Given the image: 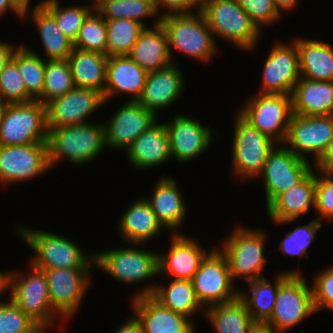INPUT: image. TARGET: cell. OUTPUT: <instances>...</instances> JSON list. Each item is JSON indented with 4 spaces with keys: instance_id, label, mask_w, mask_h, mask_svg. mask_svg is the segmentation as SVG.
Masks as SVG:
<instances>
[{
    "instance_id": "6da1fadb",
    "label": "cell",
    "mask_w": 333,
    "mask_h": 333,
    "mask_svg": "<svg viewBox=\"0 0 333 333\" xmlns=\"http://www.w3.org/2000/svg\"><path fill=\"white\" fill-rule=\"evenodd\" d=\"M16 235L34 251L29 263L39 270L44 269H72L95 268L94 253L84 251L77 244L64 235L43 230L24 227L15 224ZM86 252V253H85ZM91 252V254H90Z\"/></svg>"
},
{
    "instance_id": "7a4b0ae2",
    "label": "cell",
    "mask_w": 333,
    "mask_h": 333,
    "mask_svg": "<svg viewBox=\"0 0 333 333\" xmlns=\"http://www.w3.org/2000/svg\"><path fill=\"white\" fill-rule=\"evenodd\" d=\"M47 143L51 169L65 158L76 167L93 162L107 148L104 123L53 128L48 132Z\"/></svg>"
},
{
    "instance_id": "3957f363",
    "label": "cell",
    "mask_w": 333,
    "mask_h": 333,
    "mask_svg": "<svg viewBox=\"0 0 333 333\" xmlns=\"http://www.w3.org/2000/svg\"><path fill=\"white\" fill-rule=\"evenodd\" d=\"M203 14L214 39L222 38L237 50H257L262 33L237 0H202Z\"/></svg>"
},
{
    "instance_id": "277c9868",
    "label": "cell",
    "mask_w": 333,
    "mask_h": 333,
    "mask_svg": "<svg viewBox=\"0 0 333 333\" xmlns=\"http://www.w3.org/2000/svg\"><path fill=\"white\" fill-rule=\"evenodd\" d=\"M160 23L167 34L173 63V51L184 53L185 56L206 64L218 53V44L201 11L168 14L160 18Z\"/></svg>"
},
{
    "instance_id": "5b68a950",
    "label": "cell",
    "mask_w": 333,
    "mask_h": 333,
    "mask_svg": "<svg viewBox=\"0 0 333 333\" xmlns=\"http://www.w3.org/2000/svg\"><path fill=\"white\" fill-rule=\"evenodd\" d=\"M266 231L245 225H236L230 235L221 240L219 246L226 256L233 281L242 278L244 282L265 277L263 270L269 262L265 257Z\"/></svg>"
},
{
    "instance_id": "8992f818",
    "label": "cell",
    "mask_w": 333,
    "mask_h": 333,
    "mask_svg": "<svg viewBox=\"0 0 333 333\" xmlns=\"http://www.w3.org/2000/svg\"><path fill=\"white\" fill-rule=\"evenodd\" d=\"M28 264L27 273L9 271L8 298L38 326L50 331L58 317L52 311L47 279L42 270Z\"/></svg>"
},
{
    "instance_id": "52a82bcc",
    "label": "cell",
    "mask_w": 333,
    "mask_h": 333,
    "mask_svg": "<svg viewBox=\"0 0 333 333\" xmlns=\"http://www.w3.org/2000/svg\"><path fill=\"white\" fill-rule=\"evenodd\" d=\"M143 247L145 244L127 243L121 248L92 251L95 267L103 270L116 281L130 286L153 279L155 276L158 277V252L149 251Z\"/></svg>"
},
{
    "instance_id": "ba28073f",
    "label": "cell",
    "mask_w": 333,
    "mask_h": 333,
    "mask_svg": "<svg viewBox=\"0 0 333 333\" xmlns=\"http://www.w3.org/2000/svg\"><path fill=\"white\" fill-rule=\"evenodd\" d=\"M303 274H290L279 286L271 317L260 327L269 333H285L315 312L312 287Z\"/></svg>"
},
{
    "instance_id": "9c48e42d",
    "label": "cell",
    "mask_w": 333,
    "mask_h": 333,
    "mask_svg": "<svg viewBox=\"0 0 333 333\" xmlns=\"http://www.w3.org/2000/svg\"><path fill=\"white\" fill-rule=\"evenodd\" d=\"M234 117L232 139L233 177L237 180H256L261 174L269 152L277 144L246 122L237 112Z\"/></svg>"
},
{
    "instance_id": "30bf717a",
    "label": "cell",
    "mask_w": 333,
    "mask_h": 333,
    "mask_svg": "<svg viewBox=\"0 0 333 333\" xmlns=\"http://www.w3.org/2000/svg\"><path fill=\"white\" fill-rule=\"evenodd\" d=\"M253 94L235 112L259 132L283 144L293 114L291 95Z\"/></svg>"
},
{
    "instance_id": "8fae6325",
    "label": "cell",
    "mask_w": 333,
    "mask_h": 333,
    "mask_svg": "<svg viewBox=\"0 0 333 333\" xmlns=\"http://www.w3.org/2000/svg\"><path fill=\"white\" fill-rule=\"evenodd\" d=\"M45 105L39 100L8 104L0 124V146L47 143Z\"/></svg>"
},
{
    "instance_id": "7c38bea8",
    "label": "cell",
    "mask_w": 333,
    "mask_h": 333,
    "mask_svg": "<svg viewBox=\"0 0 333 333\" xmlns=\"http://www.w3.org/2000/svg\"><path fill=\"white\" fill-rule=\"evenodd\" d=\"M191 281L204 308L232 301L239 296L240 289L231 278L227 258L218 246L210 249Z\"/></svg>"
},
{
    "instance_id": "4fadbf2b",
    "label": "cell",
    "mask_w": 333,
    "mask_h": 333,
    "mask_svg": "<svg viewBox=\"0 0 333 333\" xmlns=\"http://www.w3.org/2000/svg\"><path fill=\"white\" fill-rule=\"evenodd\" d=\"M92 268L44 269L52 311L62 320L78 314L91 287Z\"/></svg>"
},
{
    "instance_id": "5bb4252c",
    "label": "cell",
    "mask_w": 333,
    "mask_h": 333,
    "mask_svg": "<svg viewBox=\"0 0 333 333\" xmlns=\"http://www.w3.org/2000/svg\"><path fill=\"white\" fill-rule=\"evenodd\" d=\"M312 170L310 161L295 155L284 144H276L256 179L262 178L266 207L278 195L300 183Z\"/></svg>"
},
{
    "instance_id": "9a60e30c",
    "label": "cell",
    "mask_w": 333,
    "mask_h": 333,
    "mask_svg": "<svg viewBox=\"0 0 333 333\" xmlns=\"http://www.w3.org/2000/svg\"><path fill=\"white\" fill-rule=\"evenodd\" d=\"M333 138V115L292 114L284 145L295 155L314 164ZM309 158L311 160H309Z\"/></svg>"
},
{
    "instance_id": "2e32d148",
    "label": "cell",
    "mask_w": 333,
    "mask_h": 333,
    "mask_svg": "<svg viewBox=\"0 0 333 333\" xmlns=\"http://www.w3.org/2000/svg\"><path fill=\"white\" fill-rule=\"evenodd\" d=\"M49 169L48 143L0 146L1 187L36 179Z\"/></svg>"
},
{
    "instance_id": "e0dca14e",
    "label": "cell",
    "mask_w": 333,
    "mask_h": 333,
    "mask_svg": "<svg viewBox=\"0 0 333 333\" xmlns=\"http://www.w3.org/2000/svg\"><path fill=\"white\" fill-rule=\"evenodd\" d=\"M275 41L271 50L264 59L262 67L260 94H287L300 79L299 52L297 43Z\"/></svg>"
},
{
    "instance_id": "ac0fdd59",
    "label": "cell",
    "mask_w": 333,
    "mask_h": 333,
    "mask_svg": "<svg viewBox=\"0 0 333 333\" xmlns=\"http://www.w3.org/2000/svg\"><path fill=\"white\" fill-rule=\"evenodd\" d=\"M164 125L169 135L171 157L181 164L192 162L215 142L216 134L210 126L182 113L175 114Z\"/></svg>"
},
{
    "instance_id": "d6986e66",
    "label": "cell",
    "mask_w": 333,
    "mask_h": 333,
    "mask_svg": "<svg viewBox=\"0 0 333 333\" xmlns=\"http://www.w3.org/2000/svg\"><path fill=\"white\" fill-rule=\"evenodd\" d=\"M104 105L103 95L98 91L75 87L45 104L48 132L61 126L92 122L88 118Z\"/></svg>"
},
{
    "instance_id": "ffe728a7",
    "label": "cell",
    "mask_w": 333,
    "mask_h": 333,
    "mask_svg": "<svg viewBox=\"0 0 333 333\" xmlns=\"http://www.w3.org/2000/svg\"><path fill=\"white\" fill-rule=\"evenodd\" d=\"M160 120L137 101H125L104 122L106 147L127 151L132 142Z\"/></svg>"
},
{
    "instance_id": "44dd1931",
    "label": "cell",
    "mask_w": 333,
    "mask_h": 333,
    "mask_svg": "<svg viewBox=\"0 0 333 333\" xmlns=\"http://www.w3.org/2000/svg\"><path fill=\"white\" fill-rule=\"evenodd\" d=\"M170 236L168 251L158 252L159 276L191 281L210 251L202 247L198 239L181 232Z\"/></svg>"
},
{
    "instance_id": "7402d4cb",
    "label": "cell",
    "mask_w": 333,
    "mask_h": 333,
    "mask_svg": "<svg viewBox=\"0 0 333 333\" xmlns=\"http://www.w3.org/2000/svg\"><path fill=\"white\" fill-rule=\"evenodd\" d=\"M180 64L172 63L166 68L147 73L143 91L137 102L158 118L159 111L171 107L184 93L186 80Z\"/></svg>"
},
{
    "instance_id": "603a6c76",
    "label": "cell",
    "mask_w": 333,
    "mask_h": 333,
    "mask_svg": "<svg viewBox=\"0 0 333 333\" xmlns=\"http://www.w3.org/2000/svg\"><path fill=\"white\" fill-rule=\"evenodd\" d=\"M179 183L174 177L163 175L152 187L151 196H145L157 221L171 234L179 233L187 216V203L179 189Z\"/></svg>"
},
{
    "instance_id": "cb8c5ba5",
    "label": "cell",
    "mask_w": 333,
    "mask_h": 333,
    "mask_svg": "<svg viewBox=\"0 0 333 333\" xmlns=\"http://www.w3.org/2000/svg\"><path fill=\"white\" fill-rule=\"evenodd\" d=\"M130 303L143 333H198L193 320L164 307L151 295L133 298Z\"/></svg>"
},
{
    "instance_id": "d4e9b609",
    "label": "cell",
    "mask_w": 333,
    "mask_h": 333,
    "mask_svg": "<svg viewBox=\"0 0 333 333\" xmlns=\"http://www.w3.org/2000/svg\"><path fill=\"white\" fill-rule=\"evenodd\" d=\"M314 207L315 169L300 183L278 195L266 207V212L273 224L284 225L299 220Z\"/></svg>"
},
{
    "instance_id": "484cf974",
    "label": "cell",
    "mask_w": 333,
    "mask_h": 333,
    "mask_svg": "<svg viewBox=\"0 0 333 333\" xmlns=\"http://www.w3.org/2000/svg\"><path fill=\"white\" fill-rule=\"evenodd\" d=\"M147 72L127 55L110 56L106 66L104 101L121 94L130 96L127 101H137L142 94Z\"/></svg>"
},
{
    "instance_id": "4316f807",
    "label": "cell",
    "mask_w": 333,
    "mask_h": 333,
    "mask_svg": "<svg viewBox=\"0 0 333 333\" xmlns=\"http://www.w3.org/2000/svg\"><path fill=\"white\" fill-rule=\"evenodd\" d=\"M127 159L135 169H153L171 160L169 135L164 122L157 121L140 134L126 151Z\"/></svg>"
},
{
    "instance_id": "83f0119b",
    "label": "cell",
    "mask_w": 333,
    "mask_h": 333,
    "mask_svg": "<svg viewBox=\"0 0 333 333\" xmlns=\"http://www.w3.org/2000/svg\"><path fill=\"white\" fill-rule=\"evenodd\" d=\"M144 287L133 293L131 299L151 295L164 307L191 320V317L199 311L204 315L205 308L198 301L190 280L171 279L167 285H163V282L158 284L155 281V283L151 282Z\"/></svg>"
},
{
    "instance_id": "f1b7e54d",
    "label": "cell",
    "mask_w": 333,
    "mask_h": 333,
    "mask_svg": "<svg viewBox=\"0 0 333 333\" xmlns=\"http://www.w3.org/2000/svg\"><path fill=\"white\" fill-rule=\"evenodd\" d=\"M153 27H145L127 56L147 73L166 68L173 63L168 38L160 19H154Z\"/></svg>"
},
{
    "instance_id": "f546056e",
    "label": "cell",
    "mask_w": 333,
    "mask_h": 333,
    "mask_svg": "<svg viewBox=\"0 0 333 333\" xmlns=\"http://www.w3.org/2000/svg\"><path fill=\"white\" fill-rule=\"evenodd\" d=\"M120 216L116 222V230L123 239V243L126 244H145L147 246L149 240L151 241L162 230H165L157 221L155 213L144 196L135 199Z\"/></svg>"
},
{
    "instance_id": "4dcf8cb0",
    "label": "cell",
    "mask_w": 333,
    "mask_h": 333,
    "mask_svg": "<svg viewBox=\"0 0 333 333\" xmlns=\"http://www.w3.org/2000/svg\"><path fill=\"white\" fill-rule=\"evenodd\" d=\"M293 114L333 115V81H313L300 77L291 93Z\"/></svg>"
},
{
    "instance_id": "1f68e13d",
    "label": "cell",
    "mask_w": 333,
    "mask_h": 333,
    "mask_svg": "<svg viewBox=\"0 0 333 333\" xmlns=\"http://www.w3.org/2000/svg\"><path fill=\"white\" fill-rule=\"evenodd\" d=\"M44 0L24 10L23 19L29 16L39 33L45 52V60H67L73 50V42L58 28L54 17L42 6Z\"/></svg>"
},
{
    "instance_id": "d6a6232c",
    "label": "cell",
    "mask_w": 333,
    "mask_h": 333,
    "mask_svg": "<svg viewBox=\"0 0 333 333\" xmlns=\"http://www.w3.org/2000/svg\"><path fill=\"white\" fill-rule=\"evenodd\" d=\"M290 274L303 273L299 268L291 269L290 271H280L272 283L267 277L247 282L250 294L245 293L243 290L239 291V297L244 301L247 311L260 327L271 317L279 286Z\"/></svg>"
},
{
    "instance_id": "836d02e7",
    "label": "cell",
    "mask_w": 333,
    "mask_h": 333,
    "mask_svg": "<svg viewBox=\"0 0 333 333\" xmlns=\"http://www.w3.org/2000/svg\"><path fill=\"white\" fill-rule=\"evenodd\" d=\"M299 52L300 77L313 81H333V47L331 44L294 37Z\"/></svg>"
},
{
    "instance_id": "e575fe53",
    "label": "cell",
    "mask_w": 333,
    "mask_h": 333,
    "mask_svg": "<svg viewBox=\"0 0 333 333\" xmlns=\"http://www.w3.org/2000/svg\"><path fill=\"white\" fill-rule=\"evenodd\" d=\"M204 316L216 333H257L260 330L239 296L232 301L206 307Z\"/></svg>"
},
{
    "instance_id": "d590c367",
    "label": "cell",
    "mask_w": 333,
    "mask_h": 333,
    "mask_svg": "<svg viewBox=\"0 0 333 333\" xmlns=\"http://www.w3.org/2000/svg\"><path fill=\"white\" fill-rule=\"evenodd\" d=\"M108 58L100 52L73 48L67 61L75 87L92 89L104 96Z\"/></svg>"
},
{
    "instance_id": "8d00e7d4",
    "label": "cell",
    "mask_w": 333,
    "mask_h": 333,
    "mask_svg": "<svg viewBox=\"0 0 333 333\" xmlns=\"http://www.w3.org/2000/svg\"><path fill=\"white\" fill-rule=\"evenodd\" d=\"M11 60L17 65L27 93L37 100L43 91L46 60L25 44L17 45Z\"/></svg>"
},
{
    "instance_id": "74e56055",
    "label": "cell",
    "mask_w": 333,
    "mask_h": 333,
    "mask_svg": "<svg viewBox=\"0 0 333 333\" xmlns=\"http://www.w3.org/2000/svg\"><path fill=\"white\" fill-rule=\"evenodd\" d=\"M95 9L105 20L131 19L139 22L145 27L146 18L160 19L152 0H101L95 5ZM144 20V21H143Z\"/></svg>"
},
{
    "instance_id": "f35d334b",
    "label": "cell",
    "mask_w": 333,
    "mask_h": 333,
    "mask_svg": "<svg viewBox=\"0 0 333 333\" xmlns=\"http://www.w3.org/2000/svg\"><path fill=\"white\" fill-rule=\"evenodd\" d=\"M145 26L131 19L106 20V55H127Z\"/></svg>"
},
{
    "instance_id": "ab89813d",
    "label": "cell",
    "mask_w": 333,
    "mask_h": 333,
    "mask_svg": "<svg viewBox=\"0 0 333 333\" xmlns=\"http://www.w3.org/2000/svg\"><path fill=\"white\" fill-rule=\"evenodd\" d=\"M42 6L54 17L60 31L72 42L87 15L95 8L91 5H66L61 6L58 0H44Z\"/></svg>"
},
{
    "instance_id": "60d3db41",
    "label": "cell",
    "mask_w": 333,
    "mask_h": 333,
    "mask_svg": "<svg viewBox=\"0 0 333 333\" xmlns=\"http://www.w3.org/2000/svg\"><path fill=\"white\" fill-rule=\"evenodd\" d=\"M75 88L67 60H46L42 95L37 99L44 105Z\"/></svg>"
},
{
    "instance_id": "b9f144b4",
    "label": "cell",
    "mask_w": 333,
    "mask_h": 333,
    "mask_svg": "<svg viewBox=\"0 0 333 333\" xmlns=\"http://www.w3.org/2000/svg\"><path fill=\"white\" fill-rule=\"evenodd\" d=\"M106 43V20L94 8L84 19L78 35L73 42V47L106 54Z\"/></svg>"
},
{
    "instance_id": "7bdbcfd3",
    "label": "cell",
    "mask_w": 333,
    "mask_h": 333,
    "mask_svg": "<svg viewBox=\"0 0 333 333\" xmlns=\"http://www.w3.org/2000/svg\"><path fill=\"white\" fill-rule=\"evenodd\" d=\"M321 226V222L316 218L311 219L307 224L298 225L285 233L277 250L281 251L283 255L297 257L300 262L303 257H307L308 248H310L314 238H316L315 235H317Z\"/></svg>"
},
{
    "instance_id": "ee69618b",
    "label": "cell",
    "mask_w": 333,
    "mask_h": 333,
    "mask_svg": "<svg viewBox=\"0 0 333 333\" xmlns=\"http://www.w3.org/2000/svg\"><path fill=\"white\" fill-rule=\"evenodd\" d=\"M0 333L49 332L41 326H38L6 296V300L0 304Z\"/></svg>"
},
{
    "instance_id": "f6af8a7d",
    "label": "cell",
    "mask_w": 333,
    "mask_h": 333,
    "mask_svg": "<svg viewBox=\"0 0 333 333\" xmlns=\"http://www.w3.org/2000/svg\"><path fill=\"white\" fill-rule=\"evenodd\" d=\"M0 99L8 104L34 100L26 91L17 65L10 60L0 72Z\"/></svg>"
},
{
    "instance_id": "bcb514c9",
    "label": "cell",
    "mask_w": 333,
    "mask_h": 333,
    "mask_svg": "<svg viewBox=\"0 0 333 333\" xmlns=\"http://www.w3.org/2000/svg\"><path fill=\"white\" fill-rule=\"evenodd\" d=\"M318 221H333V174L315 170V207ZM322 219V220H321ZM332 219V220H331Z\"/></svg>"
},
{
    "instance_id": "7dc6e473",
    "label": "cell",
    "mask_w": 333,
    "mask_h": 333,
    "mask_svg": "<svg viewBox=\"0 0 333 333\" xmlns=\"http://www.w3.org/2000/svg\"><path fill=\"white\" fill-rule=\"evenodd\" d=\"M239 5L249 15L251 21L260 31L265 26H271L280 20L281 15L276 9L273 0H237Z\"/></svg>"
},
{
    "instance_id": "c3c4849f",
    "label": "cell",
    "mask_w": 333,
    "mask_h": 333,
    "mask_svg": "<svg viewBox=\"0 0 333 333\" xmlns=\"http://www.w3.org/2000/svg\"><path fill=\"white\" fill-rule=\"evenodd\" d=\"M312 284L313 306L315 312L333 311V265L315 275Z\"/></svg>"
},
{
    "instance_id": "681fc988",
    "label": "cell",
    "mask_w": 333,
    "mask_h": 333,
    "mask_svg": "<svg viewBox=\"0 0 333 333\" xmlns=\"http://www.w3.org/2000/svg\"><path fill=\"white\" fill-rule=\"evenodd\" d=\"M152 3L156 12L162 17L168 14L198 12L201 10L202 0H152Z\"/></svg>"
},
{
    "instance_id": "f907efd6",
    "label": "cell",
    "mask_w": 333,
    "mask_h": 333,
    "mask_svg": "<svg viewBox=\"0 0 333 333\" xmlns=\"http://www.w3.org/2000/svg\"><path fill=\"white\" fill-rule=\"evenodd\" d=\"M313 169L333 174V138L319 159L313 164Z\"/></svg>"
},
{
    "instance_id": "816d5d0a",
    "label": "cell",
    "mask_w": 333,
    "mask_h": 333,
    "mask_svg": "<svg viewBox=\"0 0 333 333\" xmlns=\"http://www.w3.org/2000/svg\"><path fill=\"white\" fill-rule=\"evenodd\" d=\"M113 333H143V329L140 322L132 314L126 318L125 322L116 331L113 330Z\"/></svg>"
},
{
    "instance_id": "f5cc1de1",
    "label": "cell",
    "mask_w": 333,
    "mask_h": 333,
    "mask_svg": "<svg viewBox=\"0 0 333 333\" xmlns=\"http://www.w3.org/2000/svg\"><path fill=\"white\" fill-rule=\"evenodd\" d=\"M16 45L10 42L0 40V72L4 66L11 60L16 49Z\"/></svg>"
},
{
    "instance_id": "db71d44e",
    "label": "cell",
    "mask_w": 333,
    "mask_h": 333,
    "mask_svg": "<svg viewBox=\"0 0 333 333\" xmlns=\"http://www.w3.org/2000/svg\"><path fill=\"white\" fill-rule=\"evenodd\" d=\"M8 11L14 12L20 20L23 19L24 11L15 3L14 0H0V19L6 16Z\"/></svg>"
},
{
    "instance_id": "11a10c76",
    "label": "cell",
    "mask_w": 333,
    "mask_h": 333,
    "mask_svg": "<svg viewBox=\"0 0 333 333\" xmlns=\"http://www.w3.org/2000/svg\"><path fill=\"white\" fill-rule=\"evenodd\" d=\"M300 0H273L274 5L278 12L282 15V12H291L292 10L297 8V5H299Z\"/></svg>"
},
{
    "instance_id": "9f6ffc18",
    "label": "cell",
    "mask_w": 333,
    "mask_h": 333,
    "mask_svg": "<svg viewBox=\"0 0 333 333\" xmlns=\"http://www.w3.org/2000/svg\"><path fill=\"white\" fill-rule=\"evenodd\" d=\"M8 280L9 271H0V304L6 300L3 297L8 292Z\"/></svg>"
},
{
    "instance_id": "6f0895ef",
    "label": "cell",
    "mask_w": 333,
    "mask_h": 333,
    "mask_svg": "<svg viewBox=\"0 0 333 333\" xmlns=\"http://www.w3.org/2000/svg\"><path fill=\"white\" fill-rule=\"evenodd\" d=\"M15 3L24 11L31 8V1L32 0H14Z\"/></svg>"
},
{
    "instance_id": "680465c9",
    "label": "cell",
    "mask_w": 333,
    "mask_h": 333,
    "mask_svg": "<svg viewBox=\"0 0 333 333\" xmlns=\"http://www.w3.org/2000/svg\"><path fill=\"white\" fill-rule=\"evenodd\" d=\"M7 105H8V103H6L0 99V124L2 122L3 114L5 112Z\"/></svg>"
},
{
    "instance_id": "91938a15",
    "label": "cell",
    "mask_w": 333,
    "mask_h": 333,
    "mask_svg": "<svg viewBox=\"0 0 333 333\" xmlns=\"http://www.w3.org/2000/svg\"><path fill=\"white\" fill-rule=\"evenodd\" d=\"M101 0H92V4L95 6L96 4H98Z\"/></svg>"
}]
</instances>
